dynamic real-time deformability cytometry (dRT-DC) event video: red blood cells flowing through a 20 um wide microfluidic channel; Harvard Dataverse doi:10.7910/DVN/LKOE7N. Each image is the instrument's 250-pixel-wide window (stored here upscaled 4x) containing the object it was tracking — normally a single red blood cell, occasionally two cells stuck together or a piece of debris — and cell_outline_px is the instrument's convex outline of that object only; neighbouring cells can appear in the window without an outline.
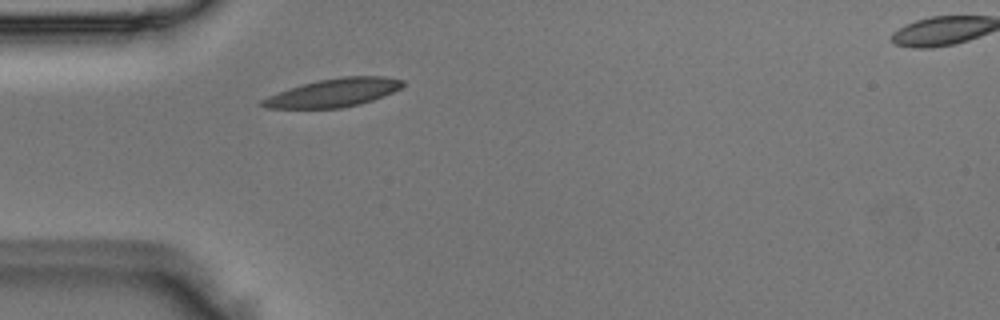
{"species": "Egyptian fruit bat (a non-hibernating species)", "species_latin": "Rousettus aegyptiacus", "temperature_condition": "room temperature", "stored_images_in_passage": 7, "camera_frame_rate_fps": 3000, "um_per_image_px": 0.085, "animal": {"sex": "male"}, "frame": {"image": 1, "passage_image": 6, "time_ms": 1.667, "image_size_px": [1000, 320], "cell_outline_px": [[404, 84], [400, 88], [392, 92], [372, 100], [360, 104], [340, 108], [264, 108], [260, 104], [260, 100], [268, 96], [304, 84], [320, 80], [340, 76], [384, 76], [404, 80]], "centroid_in_image_um": [28.37, 7.88], "position_along_channel_um": 56.6, "area_um2": 22.83}}